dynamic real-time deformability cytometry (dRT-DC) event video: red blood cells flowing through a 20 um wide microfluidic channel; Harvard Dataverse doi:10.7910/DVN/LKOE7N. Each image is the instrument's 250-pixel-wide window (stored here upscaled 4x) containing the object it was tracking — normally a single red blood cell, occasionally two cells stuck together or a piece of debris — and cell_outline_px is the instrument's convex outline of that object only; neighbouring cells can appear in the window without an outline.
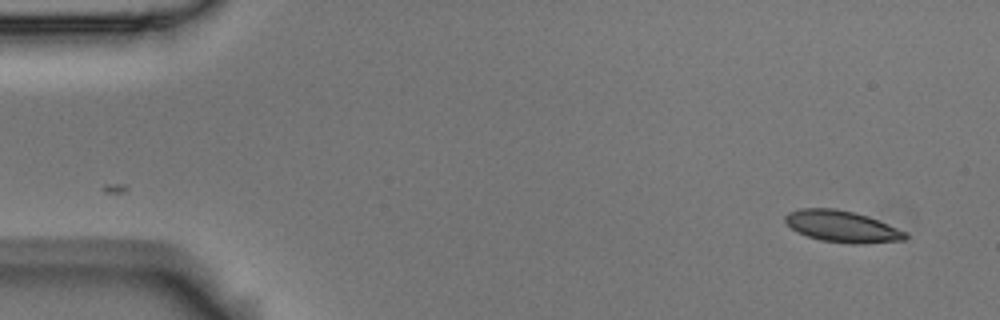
{"species": "Egyptian fruit bat (a non-hibernating species)", "species_latin": "Rousettus aegyptiacus", "temperature_condition": "room temperature", "stored_images_in_passage": 54, "camera_frame_rate_fps": 3000, "um_per_image_px": 0.085, "animal": {"sex": "male"}, "frame": {"image": 1, "passage_image": 1, "time_ms": 0.0, "image_size_px": [1000, 320], "cell_outline_px": [[908, 236], [904, 240], [860, 244], [852, 244], [820, 240], [808, 236], [792, 228], [784, 220], [784, 216], [788, 212], [800, 208], [836, 208], [856, 212], [868, 216], [908, 232]], "centroid_in_image_um": [71.6, 19.24], "position_along_channel_um": 13.4, "area_um2": 22.14}}
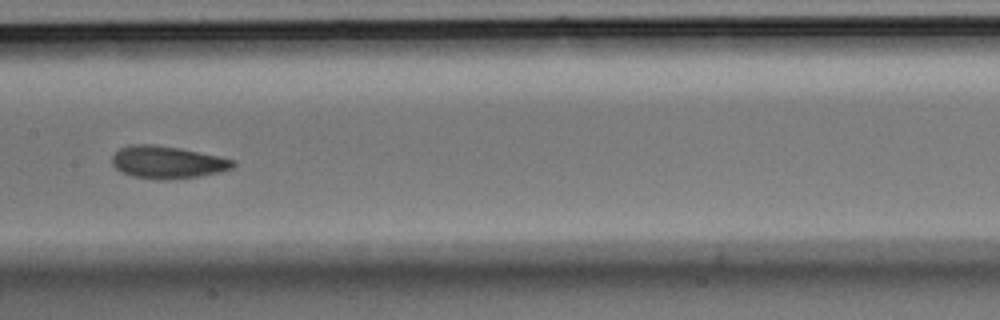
{"frame": {"image": 2, "passage_image": 26, "time_ms": 8.333, "image_size_px": [1000, 320], "cell_outline_px": [[236, 164], [232, 168], [220, 172], [200, 176], [168, 180], [160, 180], [132, 176], [116, 168], [112, 164], [112, 156], [120, 148], [128, 144], [156, 144], [180, 148], [220, 156], [236, 160]], "centroid_in_image_um": [14.25, 13.78], "position_along_channel_um": 193.1, "area_um2": 23.06}}
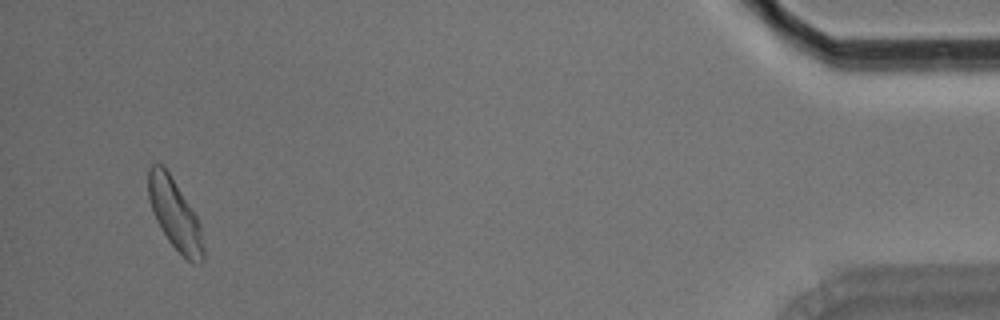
{"frame": {"image": 3, "passage_image": 52, "time_ms": 17.0, "image_size_px": [1000, 320], "cell_outline_px": [[204, 260], [200, 264], [192, 264], [168, 240], [160, 228], [156, 220], [148, 196], [148, 168], [152, 164], [160, 164], [168, 172], [196, 216], [200, 224], [204, 248]], "centroid_in_image_um": [14.87, 18.26], "position_along_channel_um": 420.3, "area_um2": 22.14}, "authors_computed_cell_mechanics": {"area_um2": 22.253, "velocity_mm_per_s": 3.5045, "shape_relaxation_time_tau1_ms": 3.8858, "shape_relaxation_time_tau2_ms": 2.373, "deformation_change_tau1": 0.1085, "deformation_change_tau2": 0.0665}}